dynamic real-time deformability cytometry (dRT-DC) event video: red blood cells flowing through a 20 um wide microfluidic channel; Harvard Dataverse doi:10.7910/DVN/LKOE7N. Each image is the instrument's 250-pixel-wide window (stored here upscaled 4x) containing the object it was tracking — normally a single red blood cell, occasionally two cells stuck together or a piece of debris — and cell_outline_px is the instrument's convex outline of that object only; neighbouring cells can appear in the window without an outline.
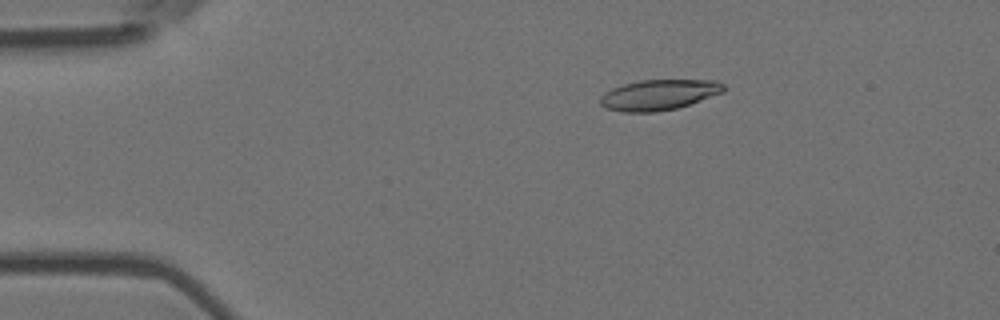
{"species": "Egyptian fruit bat (a non-hibernating species)", "species_latin": "Rousettus aegyptiacus", "temperature_condition": "room temperature", "stored_images_in_passage": 2, "camera_frame_rate_fps": 3000, "um_per_image_px": 0.085, "animal": {"sex": "female"}, "frame": {"image": 1, "passage_image": 1, "time_ms": 0.0, "image_size_px": [1000, 320], "cell_outline_px": [[728, 88], [724, 92], [676, 108], [656, 112], [620, 112], [604, 108], [600, 104], [600, 96], [604, 92], [612, 88], [624, 84], [640, 80], [716, 80], [724, 84]], "centroid_in_image_um": [55.99, 8.06], "position_along_channel_um": 29.0, "area_um2": 22.08}}